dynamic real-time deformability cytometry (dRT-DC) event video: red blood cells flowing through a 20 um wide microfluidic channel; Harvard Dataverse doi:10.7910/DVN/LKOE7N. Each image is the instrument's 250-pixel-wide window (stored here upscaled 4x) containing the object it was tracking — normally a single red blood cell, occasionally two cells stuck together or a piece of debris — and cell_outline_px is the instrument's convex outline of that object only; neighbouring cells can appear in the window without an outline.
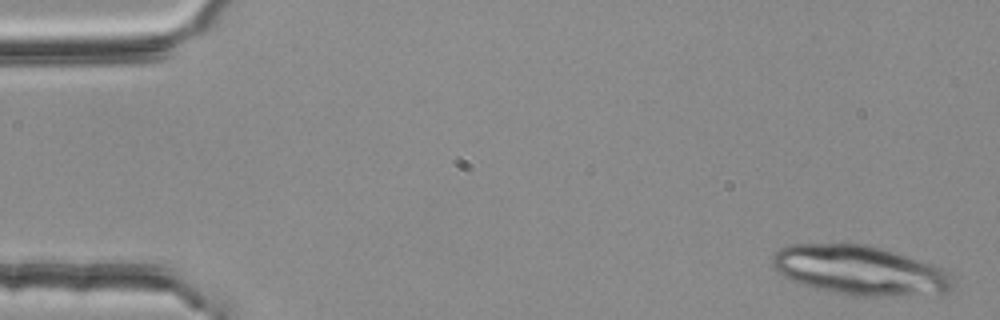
{"species": "common noctule bat (a hibernating species)", "species_latin": "Nyctalus noctula", "temperature_condition": "room temperature", "stored_images_in_passage": 18, "camera_frame_rate_fps": 3000, "um_per_image_px": 0.085, "animal": {"sex": "female", "body_mass_g": 25.1}, "frame": {"image": 1, "passage_image": 1, "time_ms": 0.0, "image_size_px": [1000, 320], "cell_outline_px": [[952, 288], [948, 292], [884, 296], [844, 296], [812, 288], [792, 280], [784, 276], [772, 264], [772, 256], [780, 248], [788, 244], [864, 244], [880, 248], [932, 264], [952, 272]], "centroid_in_image_um": [73.07, 22.99], "position_along_channel_um": 11.9, "area_um2": 51.79}}